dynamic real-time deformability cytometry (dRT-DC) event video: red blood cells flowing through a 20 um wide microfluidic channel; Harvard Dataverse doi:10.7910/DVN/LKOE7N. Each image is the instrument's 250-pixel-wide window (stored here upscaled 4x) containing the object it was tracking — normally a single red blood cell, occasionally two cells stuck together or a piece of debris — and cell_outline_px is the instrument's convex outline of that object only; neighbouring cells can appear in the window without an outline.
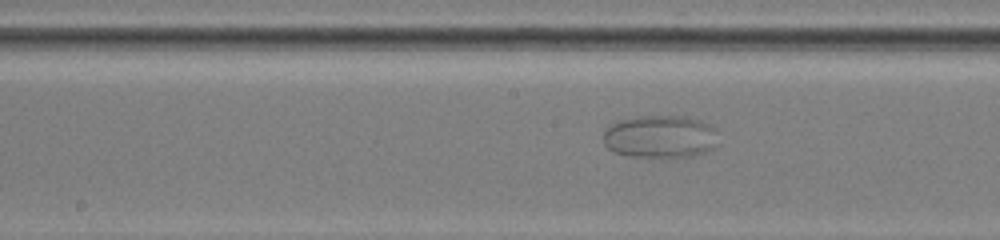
{"species": "common noctule bat (a hibernating species)", "species_latin": "Nyctalus noctula", "temperature_condition": "warm", "stored_images_in_passage": 47, "camera_frame_rate_fps": 3000, "um_per_image_px": 0.085, "animal": {"sex": "female", "body_mass_g": 19.5, "forearm_length_mm": 54.1}, "frame": {"image": 1, "passage_image": 20, "time_ms": 9.333, "image_size_px": [1000, 240], "cell_outline_px": [[716, 144], [712, 148], [696, 156], [628, 156], [612, 152], [604, 144], [604, 132], [612, 124], [620, 120], [636, 116], [684, 116], [700, 120], [712, 124], [716, 128]], "centroid_in_image_um": [56.13, 11.6], "position_along_channel_um": 192.1, "area_um2": 28.61}}
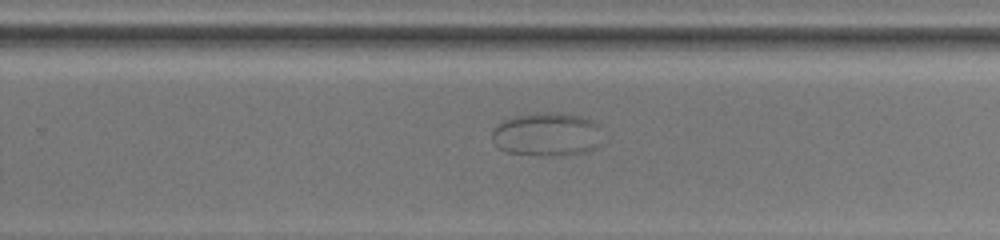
{"frame": {"image": 2, "passage_image": 29, "time_ms": 12.667, "image_size_px": [1000, 240], "cell_outline_px": [[600, 144], [592, 152], [568, 156], [548, 156], [504, 152], [492, 140], [492, 132], [504, 120], [512, 116], [544, 112], [548, 112], [580, 116], [592, 120], [600, 124]], "centroid_in_image_um": [46.55, 11.45], "position_along_channel_um": 283.3, "area_um2": 28.44}}
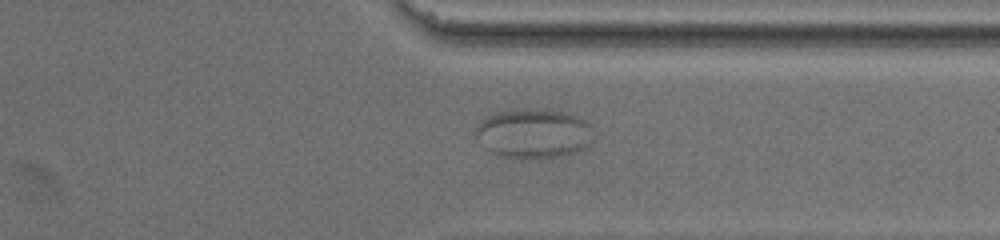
{"frame": {"image": 3, "passage_image": 38, "time_ms": 15.667, "image_size_px": [1000, 240], "cell_outline_px": [[592, 140], [584, 148], [576, 152], [564, 156], [536, 160], [520, 160], [504, 156], [492, 152], [484, 148], [476, 136], [476, 128], [480, 120], [496, 112], [528, 108], [544, 108], [564, 112], [576, 116], [584, 120], [588, 124]], "centroid_in_image_um": [45.32, 11.37], "position_along_channel_um": 366.1, "area_um2": 34.45}}